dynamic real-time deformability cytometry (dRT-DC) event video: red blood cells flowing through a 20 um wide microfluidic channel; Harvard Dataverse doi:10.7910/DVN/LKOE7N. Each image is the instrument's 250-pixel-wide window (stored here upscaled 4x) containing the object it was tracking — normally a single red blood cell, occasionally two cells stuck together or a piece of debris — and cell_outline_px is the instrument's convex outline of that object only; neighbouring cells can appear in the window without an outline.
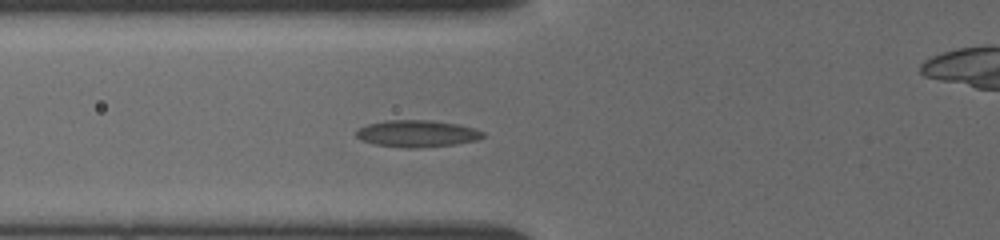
{"species": "common noctule bat (a hibernating species)", "species_latin": "Nyctalus noctula", "temperature_condition": "cold", "stored_images_in_passage": 23, "camera_frame_rate_fps": 3000, "um_per_image_px": 0.085, "animal": {"sex": "female", "body_mass_g": 19.5, "forearm_length_mm": 54.1}, "frame": {"image": 1, "passage_image": 5, "time_ms": 3.333, "image_size_px": [1000, 240], "cell_outline_px": [[484, 136], [476, 140], [452, 144], [420, 148], [408, 148], [372, 144], [360, 140], [356, 136], [356, 128], [368, 124], [388, 120], [432, 120], [456, 124], [472, 128], [484, 132]], "centroid_in_image_um": [35.38, 11.35], "position_along_channel_um": 90.4, "area_um2": 19.77}}
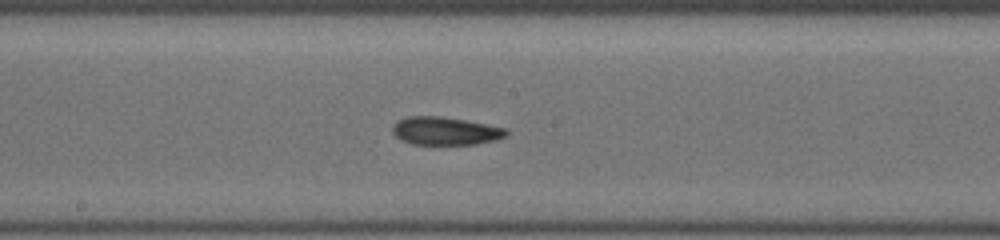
{"frame": {"image": 2, "passage_image": 11, "time_ms": 6.333, "image_size_px": [1000, 240], "cell_outline_px": [[508, 136], [496, 140], [476, 144], [408, 144], [400, 140], [392, 132], [392, 128], [400, 120], [408, 116], [444, 116], [488, 124], [508, 128]], "centroid_in_image_um": [37.9, 11.13], "position_along_channel_um": 210.3, "area_um2": 18.79}}
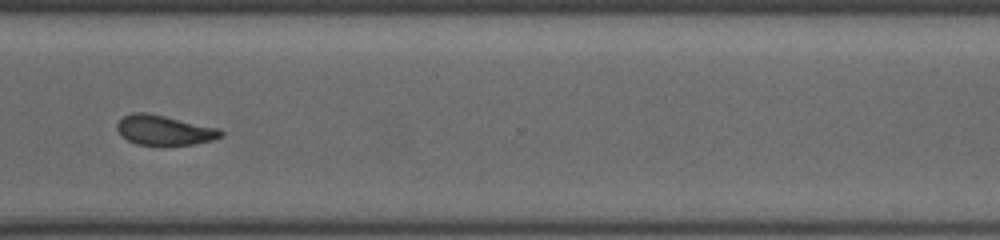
{"frame": {"image": 3, "passage_image": 19, "time_ms": 10.0, "image_size_px": [1000, 240], "cell_outline_px": [[224, 136], [212, 140], [192, 144], [164, 148], [136, 144], [128, 140], [116, 128], [116, 124], [124, 116], [132, 112], [148, 112], [220, 128], [224, 132]], "centroid_in_image_um": [14.0, 11.1], "position_along_channel_um": 356.6, "area_um2": 18.73}}